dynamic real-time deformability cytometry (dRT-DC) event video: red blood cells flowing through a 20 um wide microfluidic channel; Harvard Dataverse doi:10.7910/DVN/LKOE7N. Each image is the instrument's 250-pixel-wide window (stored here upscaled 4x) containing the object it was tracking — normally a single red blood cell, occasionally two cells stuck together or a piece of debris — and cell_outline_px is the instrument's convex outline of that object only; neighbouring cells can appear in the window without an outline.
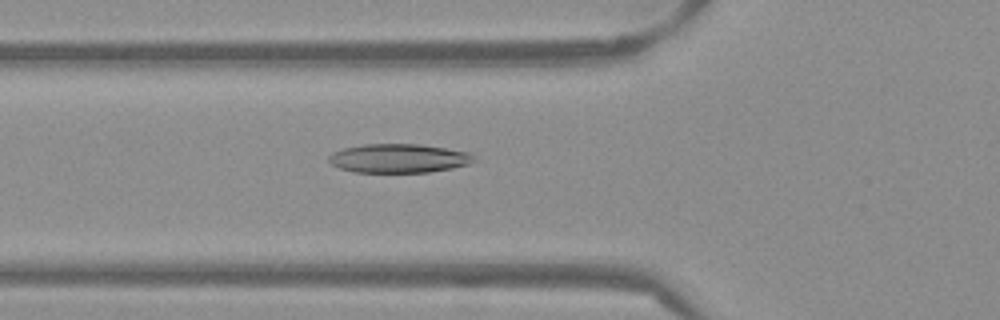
{"species": "Egyptian fruit bat (a non-hibernating species)", "species_latin": "Rousettus aegyptiacus", "temperature_condition": "warm", "stored_images_in_passage": 53, "camera_frame_rate_fps": 3000, "um_per_image_px": 0.085, "frame": {"image": 1, "passage_image": 19, "time_ms": 6.0, "image_size_px": [1000, 320], "cell_outline_px": [[476, 160], [468, 164], [452, 168], [428, 172], [356, 172], [340, 168], [332, 164], [328, 160], [328, 156], [332, 152], [344, 148], [364, 144], [420, 144], [468, 152], [476, 156]], "centroid_in_image_um": [33.89, 13.45], "position_along_channel_um": 91.9, "area_um2": 24.39}}
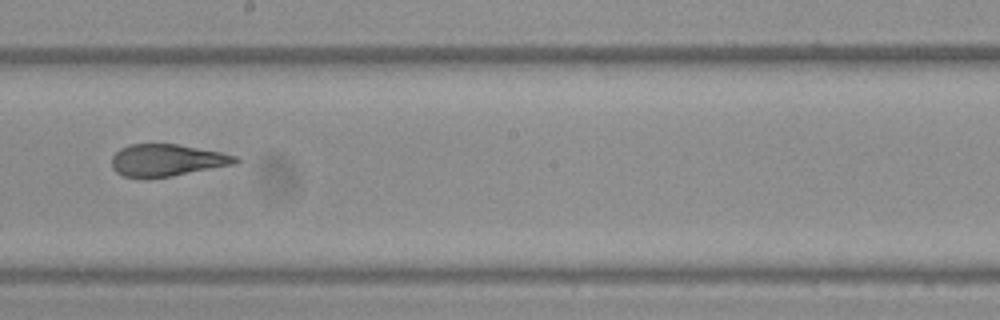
{"frame": {"image": 2, "passage_image": 30, "time_ms": 9.667, "image_size_px": [1000, 320], "cell_outline_px": [[240, 160], [232, 164], [172, 176], [148, 180], [124, 176], [116, 172], [112, 168], [112, 156], [120, 148], [128, 144], [176, 144], [220, 152], [236, 156]], "centroid_in_image_um": [14.1, 13.64], "position_along_channel_um": 234.1, "area_um2": 23.18}}
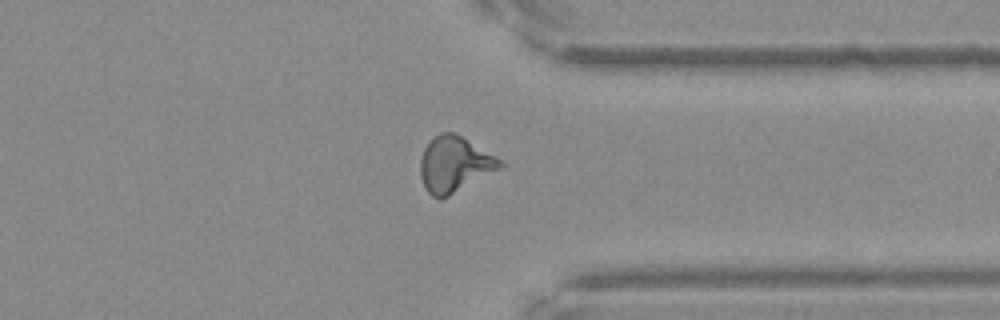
{"frame": {"image": 3, "passage_image": 41, "time_ms": 13.333, "image_size_px": [1000, 320], "cell_outline_px": [[508, 164], [448, 196], [432, 196], [424, 188], [420, 176], [420, 160], [424, 148], [440, 132], [456, 132], [504, 160]], "centroid_in_image_um": [38.67, 13.93], "position_along_channel_um": 372.7, "area_um2": 25.84}, "authors_computed_cell_mechanics": {"area_um2": 24.2182, "velocity_mm_per_s": 3.8543, "shape_relaxation_time_tau1_ms": null, "shape_relaxation_time_tau2_ms": 1.4603, "deformation_change_tau1": null, "deformation_change_tau2": 0.1059}}